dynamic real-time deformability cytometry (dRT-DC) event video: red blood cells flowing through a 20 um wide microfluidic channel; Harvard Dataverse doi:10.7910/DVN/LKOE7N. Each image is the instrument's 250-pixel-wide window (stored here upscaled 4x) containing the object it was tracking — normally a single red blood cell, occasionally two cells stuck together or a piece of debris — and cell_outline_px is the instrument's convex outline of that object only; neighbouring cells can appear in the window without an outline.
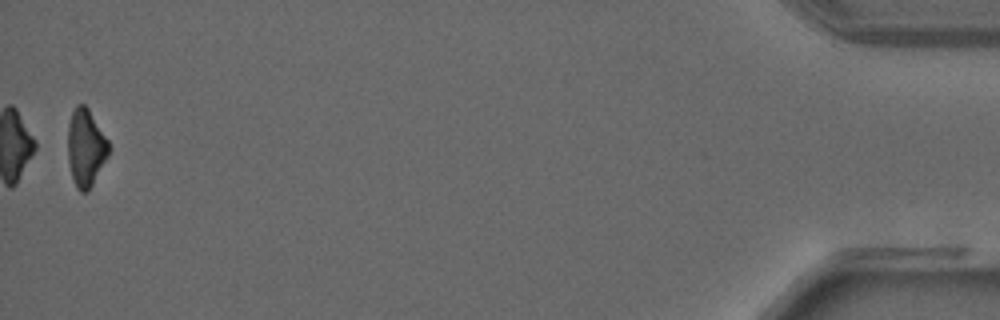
{"species": "common noctule bat (a hibernating species)", "species_latin": "Nyctalus noctula", "temperature_condition": "warm", "stored_images_in_passage": 39, "camera_frame_rate_fps": 3000, "um_per_image_px": 0.085, "animal": {"sex": "male", "forearm_length_mm": 52.5}, "frame": {"image": 1, "passage_image": 39, "time_ms": 12.667, "image_size_px": [1000, 320], "cell_outline_px": [[108, 156], [88, 192], [80, 192], [76, 188], [72, 176], [68, 160], [68, 124], [72, 112], [76, 104], [84, 104], [88, 108], [108, 140]], "centroid_in_image_um": [7.27, 12.56], "position_along_channel_um": 427.9, "area_um2": 18.32}}